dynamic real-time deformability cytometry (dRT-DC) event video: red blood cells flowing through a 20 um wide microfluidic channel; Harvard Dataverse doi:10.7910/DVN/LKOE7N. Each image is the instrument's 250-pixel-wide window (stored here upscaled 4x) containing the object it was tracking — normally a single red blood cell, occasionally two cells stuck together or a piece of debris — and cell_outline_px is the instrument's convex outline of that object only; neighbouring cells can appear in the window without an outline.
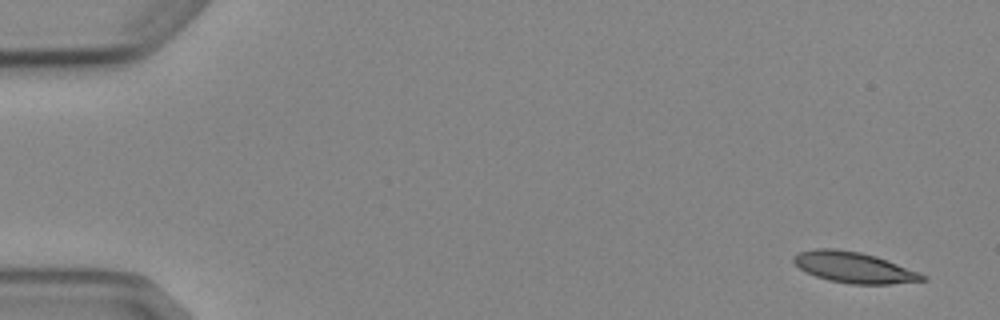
{"species": "Egyptian fruit bat (a non-hibernating species)", "species_latin": "Rousettus aegyptiacus", "temperature_condition": "cold", "stored_images_in_passage": 6, "camera_frame_rate_fps": 3000, "um_per_image_px": 0.085, "animal": {"sex": "female"}, "frame": {"image": 1, "passage_image": 1, "time_ms": 0.0, "image_size_px": [1000, 320], "cell_outline_px": [[928, 280], [888, 284], [852, 284], [828, 280], [816, 276], [800, 268], [792, 260], [792, 256], [800, 252], [816, 248], [836, 248], [860, 252], [876, 256], [928, 276]], "centroid_in_image_um": [72.58, 22.73], "position_along_channel_um": 12.4, "area_um2": 23.0}}
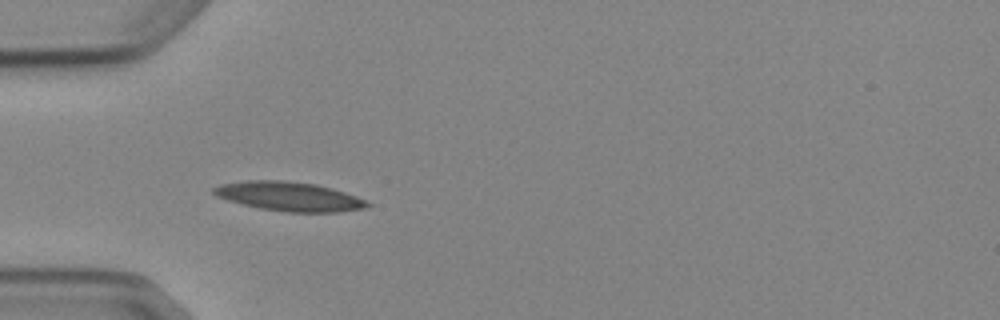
{"frame": {"image": 2, "passage_image": 5, "time_ms": 4.667, "image_size_px": [1000, 320], "cell_outline_px": [[372, 204], [364, 208], [340, 212], [288, 212], [260, 208], [228, 200], [216, 196], [212, 192], [212, 188], [220, 184], [248, 180], [284, 180], [316, 184], [332, 188], [368, 200]], "centroid_in_image_um": [24.6, 16.69], "position_along_channel_um": 60.4, "area_um2": 26.13}}
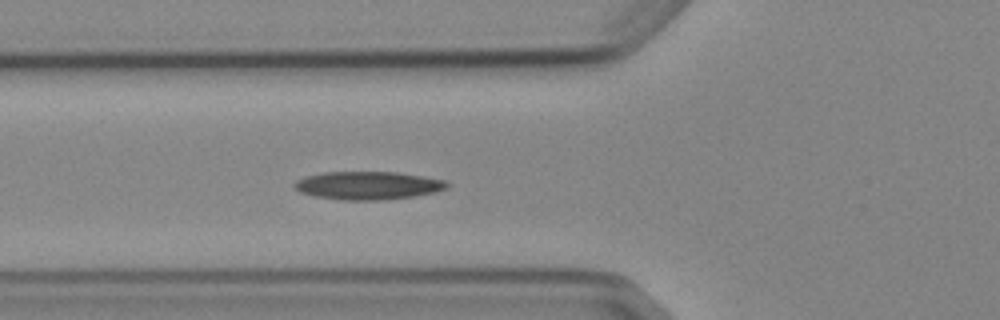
{"frame": {"image": 3, "passage_image": 6, "time_ms": 5.667, "image_size_px": [1000, 320], "cell_outline_px": [[448, 188], [436, 192], [388, 200], [340, 200], [316, 196], [300, 192], [292, 188], [292, 184], [296, 180], [304, 176], [324, 172], [396, 172], [424, 176], [444, 180], [448, 184]], "centroid_in_image_um": [31.24, 15.76], "position_along_channel_um": 94.6, "area_um2": 25.2}}